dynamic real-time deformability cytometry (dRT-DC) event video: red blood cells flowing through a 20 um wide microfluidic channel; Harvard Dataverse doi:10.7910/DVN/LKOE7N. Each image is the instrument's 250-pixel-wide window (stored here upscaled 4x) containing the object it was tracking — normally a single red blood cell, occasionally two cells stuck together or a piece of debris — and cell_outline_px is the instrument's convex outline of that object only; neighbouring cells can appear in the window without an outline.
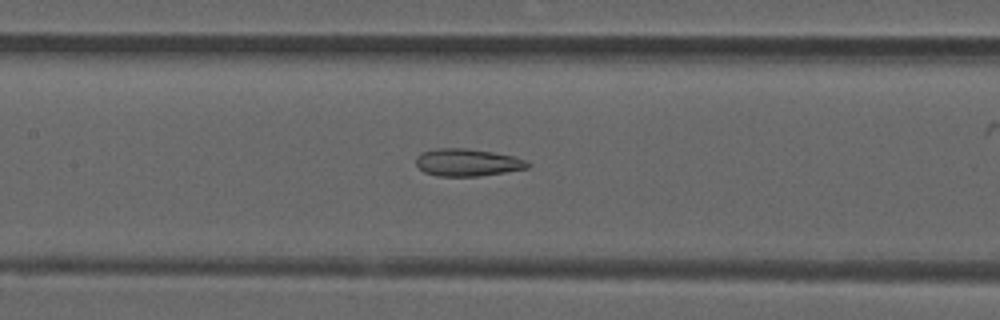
{"species": "common noctule bat (a hibernating species)", "species_latin": "Nyctalus noctula", "temperature_condition": "room temperature", "stored_images_in_passage": 43, "camera_frame_rate_fps": 3000, "um_per_image_px": 0.085, "animal": {"sex": "male", "forearm_length_mm": 52.5}, "frame": {"image": 1, "passage_image": 22, "time_ms": 7.0, "image_size_px": [1000, 320], "cell_outline_px": [[532, 164], [528, 168], [480, 176], [436, 176], [424, 172], [416, 164], [416, 156], [424, 152], [436, 148], [464, 148], [492, 152], [512, 156], [524, 160]], "centroid_in_image_um": [39.71, 13.81], "position_along_channel_um": 167.7, "area_um2": 17.69}}
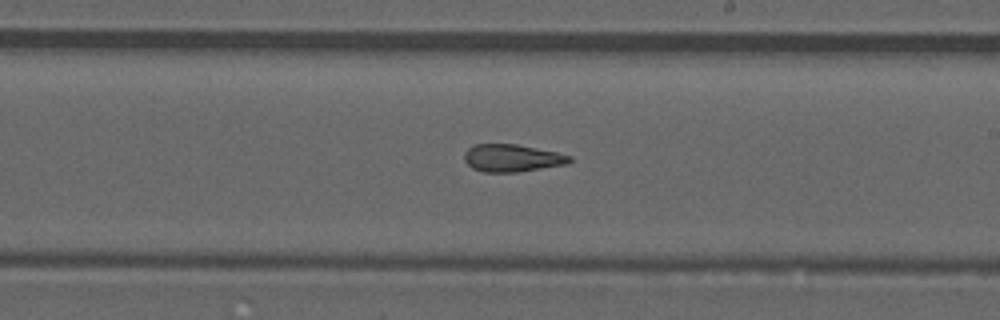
{"frame": {"image": 2, "passage_image": 28, "time_ms": 9.0, "image_size_px": [1000, 320], "cell_outline_px": [[572, 160], [568, 164], [516, 172], [484, 172], [472, 168], [464, 160], [464, 152], [472, 144], [516, 144], [556, 152], [572, 156]], "centroid_in_image_um": [43.51, 13.43], "position_along_channel_um": 245.5, "area_um2": 16.88}}
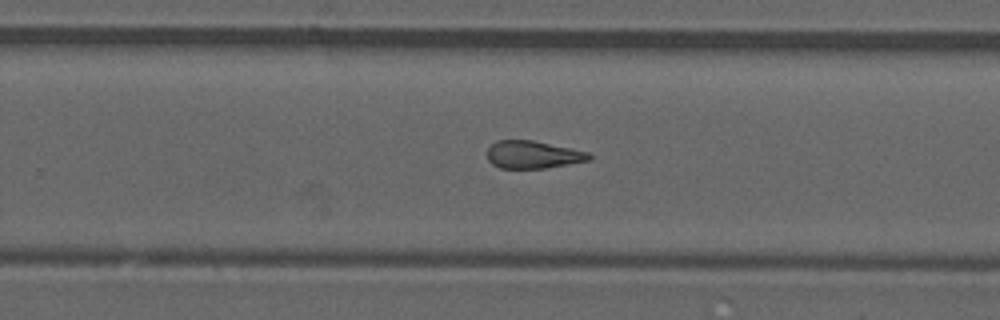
{"frame": {"image": 3, "passage_image": 31, "time_ms": 10.0, "image_size_px": [1000, 320], "cell_outline_px": [[592, 160], [544, 168], [500, 168], [492, 164], [488, 160], [488, 148], [496, 140], [532, 140], [572, 148], [588, 152], [592, 156]], "centroid_in_image_um": [45.31, 13.14], "position_along_channel_um": 284.5, "area_um2": 16.42}, "authors_computed_cell_mechanics": {"area_um2": 17.8024, "velocity_mm_per_s": 3.9173, "shape_relaxation_time_tau1_ms": null, "shape_relaxation_time_tau2_ms": 3.6538, "deformation_change_tau1": null, "deformation_change_tau2": 0.137}}